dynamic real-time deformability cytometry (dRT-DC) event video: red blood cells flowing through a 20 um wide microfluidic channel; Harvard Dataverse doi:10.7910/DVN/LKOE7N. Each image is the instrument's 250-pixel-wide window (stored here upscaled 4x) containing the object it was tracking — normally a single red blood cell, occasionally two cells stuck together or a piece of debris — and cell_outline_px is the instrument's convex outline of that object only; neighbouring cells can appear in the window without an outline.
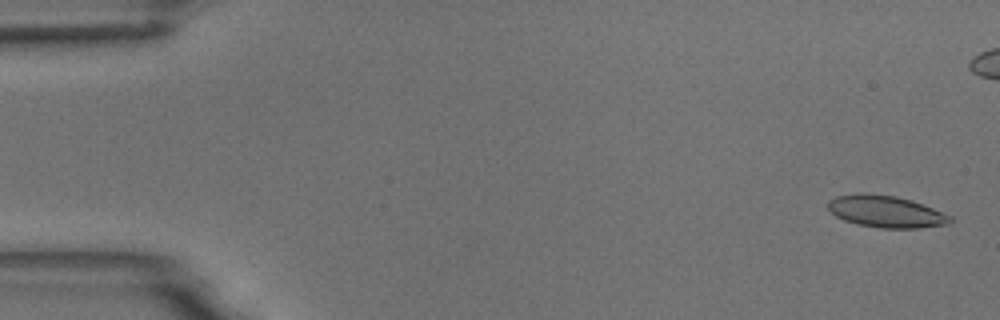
{"species": "common noctule bat (a hibernating species)", "species_latin": "Nyctalus noctula", "temperature_condition": "room temperature", "stored_images_in_passage": 55, "camera_frame_rate_fps": 3000, "um_per_image_px": 0.085, "animal": {"sex": "male", "body_mass_g": 18.8}, "frame": {"image": 1, "passage_image": 2, "time_ms": 0.333, "image_size_px": [1000, 320], "cell_outline_px": [[952, 220], [948, 224], [920, 228], [880, 228], [860, 224], [844, 220], [836, 216], [828, 208], [828, 200], [836, 196], [864, 192], [896, 196], [912, 200], [952, 216]], "centroid_in_image_um": [75.3, 17.97], "position_along_channel_um": 9.7, "area_um2": 22.66}}
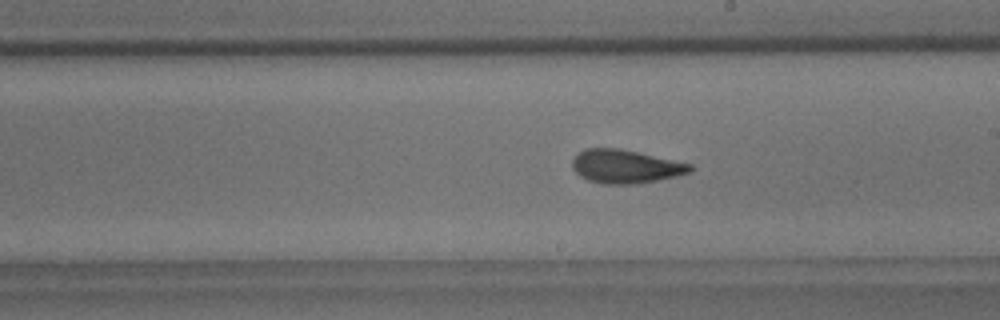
{"frame": {"image": 2, "passage_image": 31, "time_ms": 10.0, "image_size_px": [1000, 320], "cell_outline_px": [[696, 168], [692, 172], [676, 176], [636, 184], [604, 184], [588, 180], [580, 176], [572, 168], [572, 160], [584, 148], [620, 148], [692, 164]], "centroid_in_image_um": [53.19, 14.15], "position_along_channel_um": 235.8, "area_um2": 23.06}}
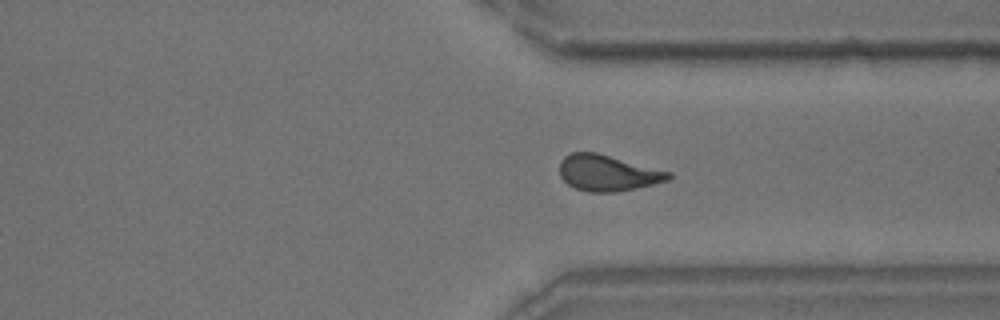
{"frame": {"image": 3, "passage_image": 41, "time_ms": 13.333, "image_size_px": [1000, 320], "cell_outline_px": [[672, 176], [668, 180], [636, 188], [616, 192], [588, 192], [576, 188], [568, 184], [560, 176], [560, 160], [564, 156], [572, 152], [596, 152], [672, 172]], "centroid_in_image_um": [51.64, 14.69], "position_along_channel_um": 359.8, "area_um2": 22.83}, "authors_computed_cell_mechanics": {"area_um2": 22.6576, "velocity_mm_per_s": 3.7168, "shape_relaxation_time_tau1_ms": 5.1713, "shape_relaxation_time_tau2_ms": 1.8812, "deformation_change_tau1": 0.1458, "deformation_change_tau2": 0.1005}}